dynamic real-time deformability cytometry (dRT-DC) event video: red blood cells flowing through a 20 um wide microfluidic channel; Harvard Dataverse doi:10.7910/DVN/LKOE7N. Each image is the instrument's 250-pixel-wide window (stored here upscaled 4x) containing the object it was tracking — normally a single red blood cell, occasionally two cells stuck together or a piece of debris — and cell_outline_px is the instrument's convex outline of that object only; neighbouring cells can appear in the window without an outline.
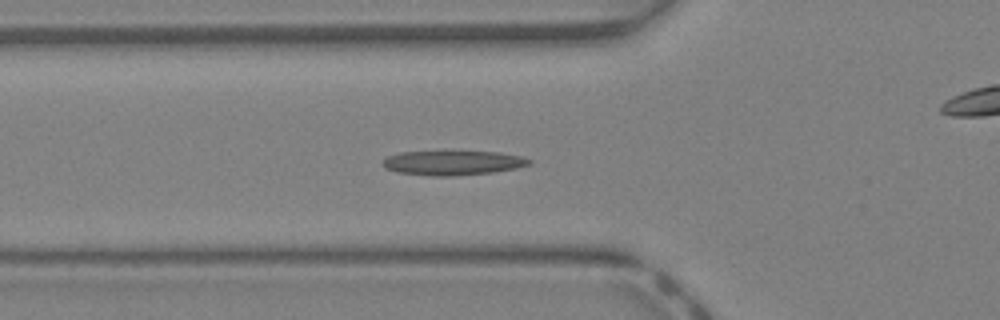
{"species": "Egyptian fruit bat (a non-hibernating species)", "species_latin": "Rousettus aegyptiacus", "temperature_condition": "warm", "stored_images_in_passage": 34, "camera_frame_rate_fps": 3000, "um_per_image_px": 0.085, "animal": {"sex": "female"}, "frame": {"image": 1, "passage_image": 6, "time_ms": 1.667, "image_size_px": [1000, 320], "cell_outline_px": [[532, 164], [516, 168], [492, 172], [452, 176], [432, 176], [396, 172], [384, 168], [380, 164], [380, 160], [388, 156], [400, 152], [500, 152], [524, 156], [532, 160]], "centroid_in_image_um": [38.47, 13.84], "position_along_channel_um": 87.3, "area_um2": 21.04}}
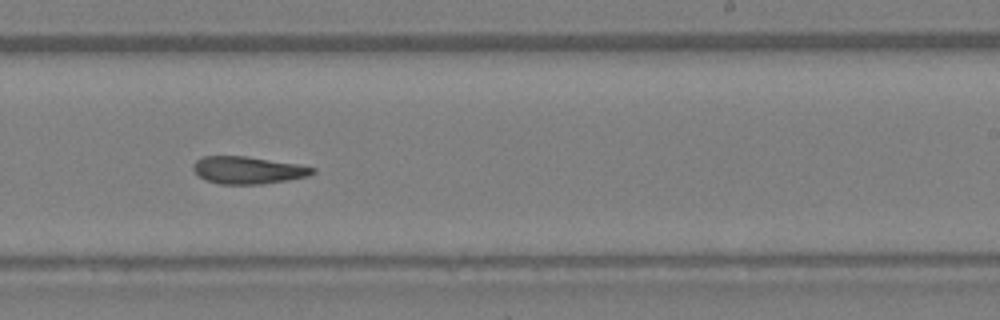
{"frame": {"image": 2, "passage_image": 17, "time_ms": 5.333, "image_size_px": [1000, 320], "cell_outline_px": [[316, 172], [308, 176], [288, 180], [264, 184], [220, 184], [204, 180], [192, 168], [192, 164], [196, 160], [204, 156], [248, 156], [296, 164], [316, 168]], "centroid_in_image_um": [21.07, 14.46], "position_along_channel_um": 267.9, "area_um2": 19.07}}
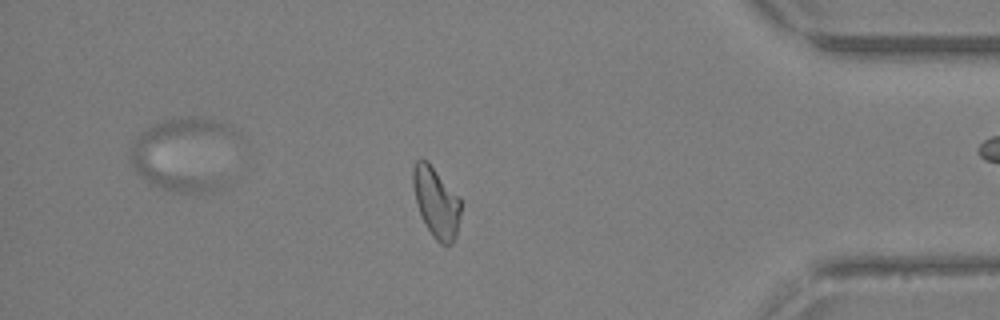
{"frame": {"image": 3, "passage_image": 27, "time_ms": 8.667, "image_size_px": [1000, 320], "cell_outline_px": [[460, 212], [456, 236], [448, 248], [440, 244], [432, 236], [416, 204], [412, 184], [412, 168], [416, 160], [428, 160], [460, 196]], "centroid_in_image_um": [37.07, 17.17], "position_along_channel_um": 398.1, "area_um2": 19.83}, "authors_computed_cell_mechanics": {"area_um2": 19.8543, "velocity_mm_per_s": 4.9298, "shape_relaxation_time_tau1_ms": 7.0694, "shape_relaxation_time_tau2_ms": 8.3535, "deformation_change_tau1": 0.2383, "deformation_change_tau2": 0.1788}}